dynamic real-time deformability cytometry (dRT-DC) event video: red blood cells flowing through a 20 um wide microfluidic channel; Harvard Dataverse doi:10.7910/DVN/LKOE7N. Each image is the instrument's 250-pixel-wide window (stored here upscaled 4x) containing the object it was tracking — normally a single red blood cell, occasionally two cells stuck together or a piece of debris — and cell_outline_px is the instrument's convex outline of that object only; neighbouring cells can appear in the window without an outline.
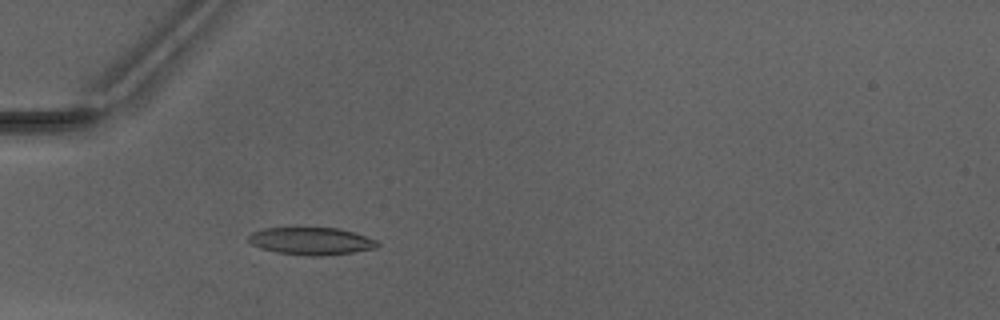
{"species": "Egyptian fruit bat (a non-hibernating species)", "species_latin": "Rousettus aegyptiacus", "temperature_condition": "warm", "stored_images_in_passage": 41, "camera_frame_rate_fps": 3000, "um_per_image_px": 0.085, "animal": {"sex": "male"}, "frame": {"image": 1, "passage_image": 7, "time_ms": 2.0, "image_size_px": [1000, 320], "cell_outline_px": [[380, 244], [376, 248], [352, 252], [320, 256], [304, 256], [276, 252], [260, 248], [252, 244], [248, 240], [248, 236], [252, 232], [264, 228], [340, 228], [376, 240]], "centroid_in_image_um": [26.43, 20.5], "position_along_channel_um": 58.6, "area_um2": 20.52}}
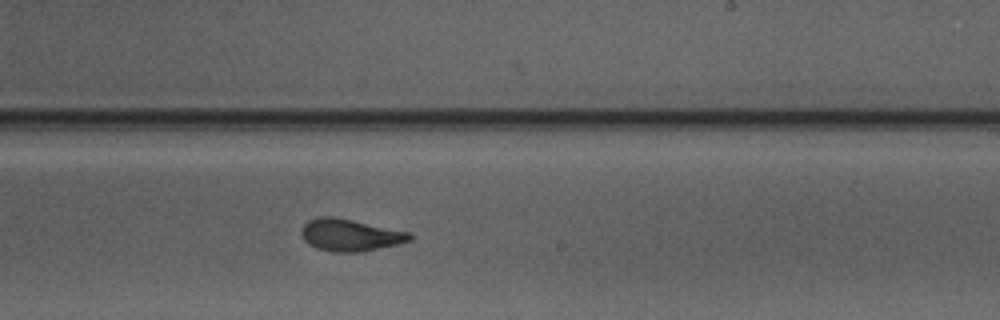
{"frame": {"image": 2, "passage_image": 22, "time_ms": 7.0, "image_size_px": [1000, 320], "cell_outline_px": [[412, 240], [396, 244], [356, 252], [332, 252], [316, 248], [308, 244], [304, 240], [300, 232], [300, 228], [308, 220], [320, 216], [332, 216], [352, 220], [408, 232], [412, 236]], "centroid_in_image_um": [29.68, 19.97], "position_along_channel_um": 259.3, "area_um2": 20.0}}
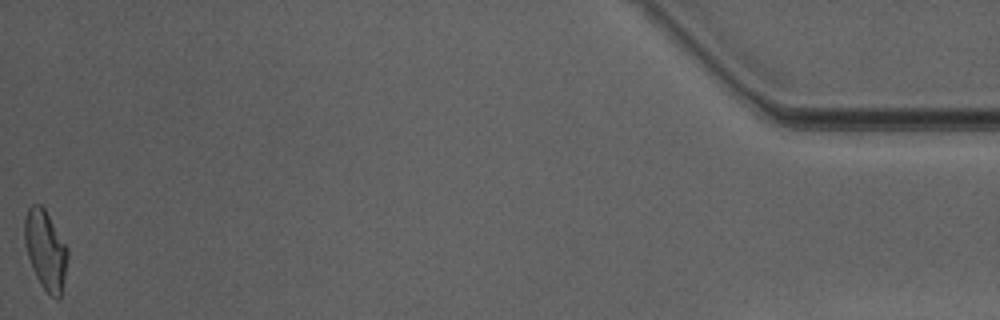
{"frame": {"image": 3, "passage_image": 41, "time_ms": 13.333, "image_size_px": [1000, 320], "cell_outline_px": [[68, 256], [60, 300], [56, 300], [40, 284], [32, 268], [28, 256], [24, 240], [24, 216], [28, 208], [32, 204], [40, 204], [44, 208], [68, 248]], "centroid_in_image_um": [3.86, 21.24], "position_along_channel_um": 431.3, "area_um2": 19.83}, "authors_computed_cell_mechanics": {"area_um2": 19.941, "velocity_mm_per_s": 4.1725, "shape_relaxation_time_tau1_ms": 6.646, "shape_relaxation_time_tau2_ms": 1.2153, "deformation_change_tau1": 0.2078, "deformation_change_tau2": 0.0974}}